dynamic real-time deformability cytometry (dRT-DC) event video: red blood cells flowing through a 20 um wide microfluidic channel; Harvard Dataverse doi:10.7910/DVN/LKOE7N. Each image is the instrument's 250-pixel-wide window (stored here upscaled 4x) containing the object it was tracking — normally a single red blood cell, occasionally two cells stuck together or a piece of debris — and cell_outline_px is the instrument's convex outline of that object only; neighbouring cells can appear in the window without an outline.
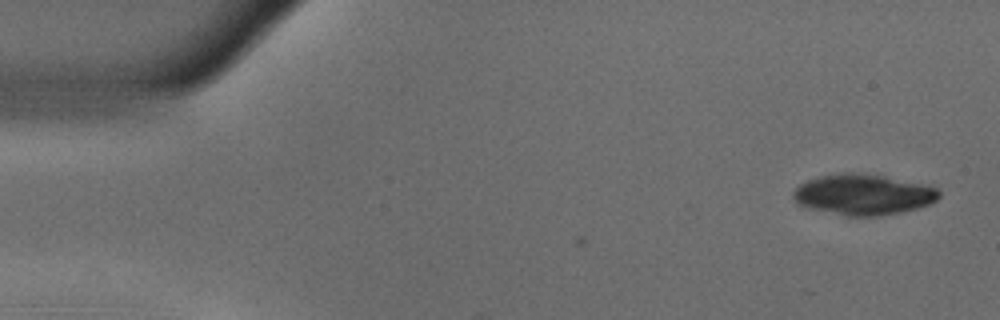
{"species": "common noctule bat (a hibernating species)", "species_latin": "Nyctalus noctula", "temperature_condition": "warm", "stored_images_in_passage": 4, "camera_frame_rate_fps": 3000, "um_per_image_px": 0.085, "animal": {"sex": "male", "body_mass_g": 18.8}, "frame": {"image": 1, "passage_image": 1, "time_ms": 0.0, "image_size_px": [1000, 320], "cell_outline_px": [[940, 196], [936, 200], [928, 204], [916, 208], [900, 212], [876, 216], [844, 216], [804, 208], [796, 204], [792, 196], [792, 192], [800, 184], [808, 180], [820, 176], [840, 172], [852, 172], [884, 176], [920, 184], [936, 188], [940, 192]], "centroid_in_image_um": [73.28, 16.55], "position_along_channel_um": 11.7, "area_um2": 34.62}}